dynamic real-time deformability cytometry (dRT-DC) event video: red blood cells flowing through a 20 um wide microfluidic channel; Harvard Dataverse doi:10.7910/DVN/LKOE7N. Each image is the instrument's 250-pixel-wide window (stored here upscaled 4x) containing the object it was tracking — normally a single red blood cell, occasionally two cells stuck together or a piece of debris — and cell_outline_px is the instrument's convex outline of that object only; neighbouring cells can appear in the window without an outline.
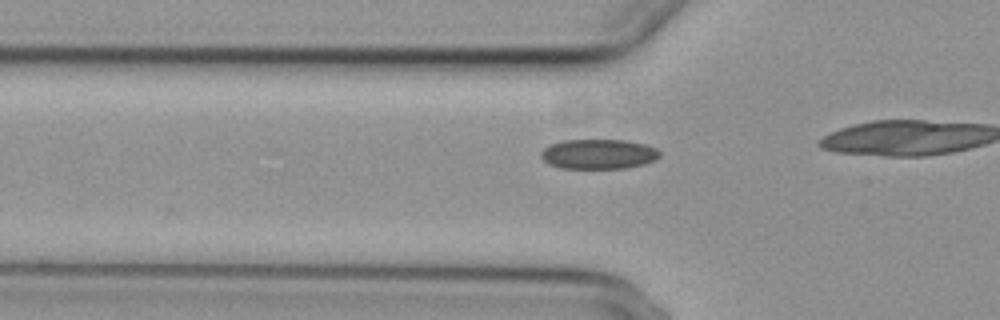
{"species": "common noctule bat (a hibernating species)", "species_latin": "Nyctalus noctula", "temperature_condition": "cold", "stored_images_in_passage": 5, "camera_frame_rate_fps": 3000, "um_per_image_px": 0.085, "animal": {"sex": "female", "body_mass_g": 29.2, "forearm_length_mm": 56.3}, "frame": {"image": 1, "passage_image": 2, "time_ms": 0.333, "image_size_px": [1000, 320], "cell_outline_px": [[660, 156], [656, 160], [644, 164], [624, 168], [560, 168], [548, 164], [540, 156], [540, 152], [544, 148], [560, 140], [624, 140], [644, 144], [656, 148], [660, 152]], "centroid_in_image_um": [50.86, 13.09], "position_along_channel_um": 74.9, "area_um2": 20.69}}